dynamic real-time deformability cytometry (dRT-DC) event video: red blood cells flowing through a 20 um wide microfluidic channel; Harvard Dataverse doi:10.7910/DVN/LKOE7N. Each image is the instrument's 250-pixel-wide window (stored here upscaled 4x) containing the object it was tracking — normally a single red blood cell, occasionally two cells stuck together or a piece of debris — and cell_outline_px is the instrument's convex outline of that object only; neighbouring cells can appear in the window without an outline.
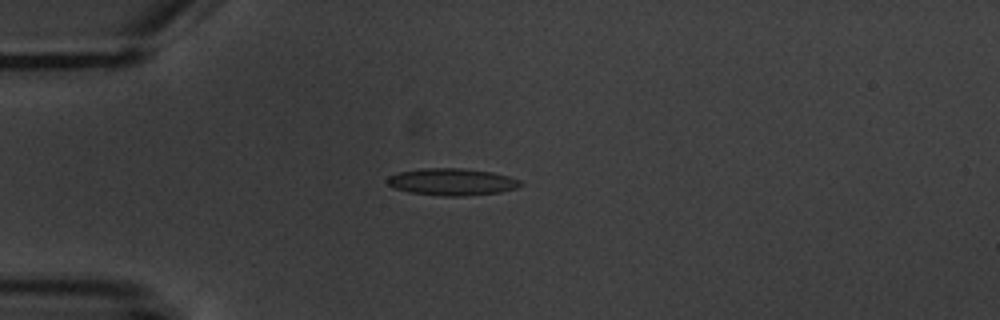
{"species": "common noctule bat (a hibernating species)", "species_latin": "Nyctalus noctula", "temperature_condition": "warm", "stored_images_in_passage": 8, "camera_frame_rate_fps": 3000, "um_per_image_px": 0.085, "animal": {"sex": "male", "body_mass_g": 20.1, "forearm_length_mm": 53.5}, "frame": {"image": 1, "passage_image": 4, "time_ms": 3.667, "image_size_px": [1000, 320], "cell_outline_px": [[524, 184], [516, 188], [500, 192], [464, 196], [444, 196], [408, 192], [396, 188], [388, 184], [384, 180], [388, 176], [400, 172], [424, 168], [460, 168], [492, 172], [508, 176], [520, 180]], "centroid_in_image_um": [38.41, 15.46], "position_along_channel_um": 46.6, "area_um2": 20.92}}